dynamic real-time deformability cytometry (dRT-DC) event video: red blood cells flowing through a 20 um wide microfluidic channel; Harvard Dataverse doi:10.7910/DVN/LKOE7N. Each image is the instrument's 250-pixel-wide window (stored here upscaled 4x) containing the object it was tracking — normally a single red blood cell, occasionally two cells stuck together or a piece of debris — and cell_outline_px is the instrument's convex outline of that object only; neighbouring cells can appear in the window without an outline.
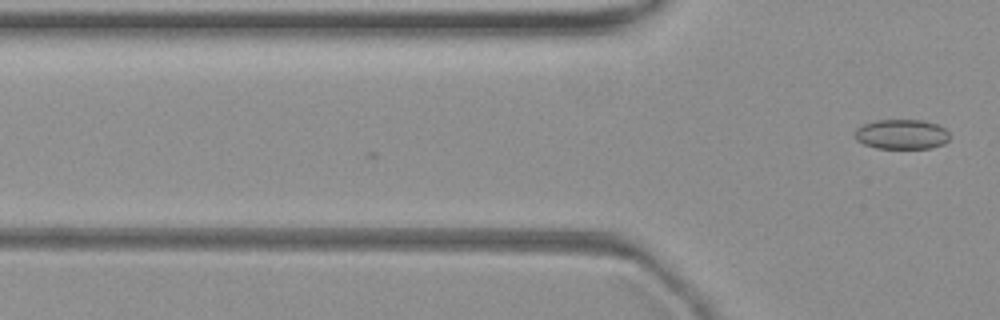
{"species": "common noctule bat (a hibernating species)", "species_latin": "Nyctalus noctula", "temperature_condition": "warm", "stored_images_in_passage": 4, "camera_frame_rate_fps": 3000, "um_per_image_px": 0.085, "animal": {"sex": "female", "body_mass_g": 19.3, "forearm_length_mm": 54.1}, "frame": {"image": 1, "passage_image": 4, "time_ms": 1.0, "image_size_px": [1000, 320], "cell_outline_px": [[948, 140], [944, 144], [932, 148], [876, 148], [864, 144], [856, 140], [856, 128], [860, 124], [876, 120], [924, 120], [936, 124], [944, 128], [948, 132]], "centroid_in_image_um": [76.62, 11.41], "position_along_channel_um": 49.2, "area_um2": 16.53}}